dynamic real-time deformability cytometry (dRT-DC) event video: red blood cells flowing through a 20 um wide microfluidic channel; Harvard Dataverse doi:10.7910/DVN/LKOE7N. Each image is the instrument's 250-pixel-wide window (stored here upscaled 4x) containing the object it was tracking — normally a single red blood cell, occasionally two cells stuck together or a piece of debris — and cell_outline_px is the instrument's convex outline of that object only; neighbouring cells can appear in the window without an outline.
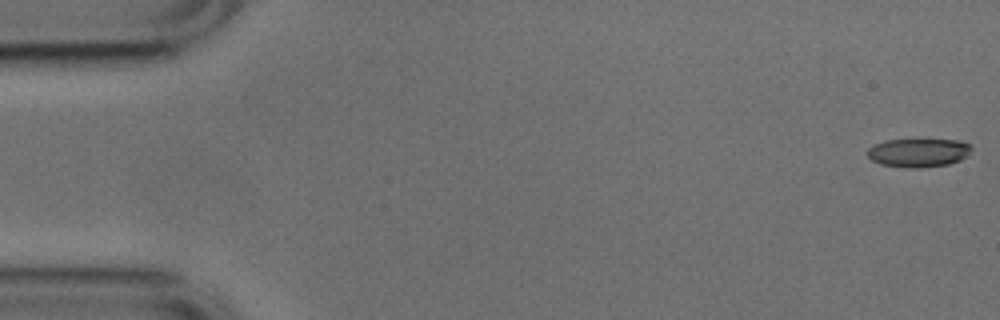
{"species": "common noctule bat (a hibernating species)", "species_latin": "Nyctalus noctula", "temperature_condition": "cold", "stored_images_in_passage": 14, "camera_frame_rate_fps": 3000, "um_per_image_px": 0.085, "animal": {"sex": "male", "body_mass_g": 17.9, "forearm_length_mm": 54.2}, "frame": {"image": 1, "passage_image": 1, "time_ms": 0.0, "image_size_px": [1000, 320], "cell_outline_px": [[972, 148], [968, 156], [960, 160], [948, 164], [920, 168], [904, 168], [880, 164], [872, 160], [868, 156], [868, 148], [884, 140], [960, 140], [968, 144]], "centroid_in_image_um": [78.07, 12.99], "position_along_channel_um": 6.9, "area_um2": 17.34}}
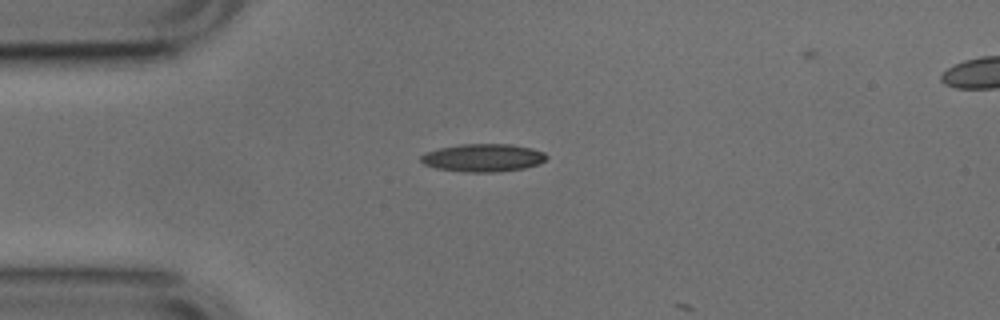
{"frame": {"image": 2, "passage_image": 13, "time_ms": 4.0, "image_size_px": [1000, 320], "cell_outline_px": [[548, 156], [540, 164], [524, 168], [496, 172], [464, 172], [436, 168], [424, 164], [420, 160], [420, 156], [428, 152], [440, 148], [460, 144], [512, 144], [532, 148], [544, 152]], "centroid_in_image_um": [41.09, 13.41], "position_along_channel_um": 43.9, "area_um2": 20.4}}